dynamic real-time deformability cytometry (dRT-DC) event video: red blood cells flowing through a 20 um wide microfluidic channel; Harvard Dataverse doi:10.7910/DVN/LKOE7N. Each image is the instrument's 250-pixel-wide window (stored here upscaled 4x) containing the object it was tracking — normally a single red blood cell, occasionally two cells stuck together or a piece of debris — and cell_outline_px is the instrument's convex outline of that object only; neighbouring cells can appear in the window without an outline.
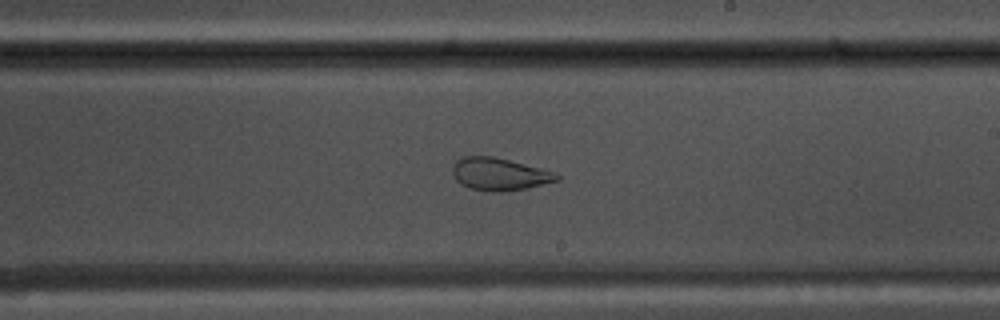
{"species": "common noctule bat (a hibernating species)", "species_latin": "Nyctalus noctula", "temperature_condition": "warm", "stored_images_in_passage": 55, "camera_frame_rate_fps": 3000, "um_per_image_px": 0.085, "animal": {"sex": "male", "body_mass_g": 17.5, "forearm_length_mm": 52.3}, "frame": {"image": 1, "passage_image": 32, "time_ms": 10.333, "image_size_px": [1000, 320], "cell_outline_px": [[564, 176], [560, 180], [528, 188], [500, 192], [488, 192], [472, 188], [460, 184], [456, 180], [452, 172], [452, 168], [456, 160], [464, 156], [492, 156], [556, 172]], "centroid_in_image_um": [42.48, 14.81], "position_along_channel_um": 246.5, "area_um2": 19.88}}
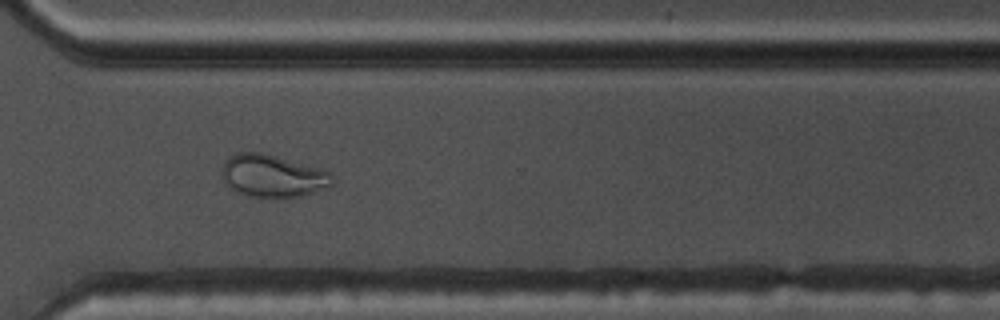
{"frame": {"image": 2, "passage_image": 40, "time_ms": 13.0, "image_size_px": [1000, 320], "cell_outline_px": [[332, 184], [328, 188], [300, 196], [248, 196], [236, 192], [224, 180], [220, 172], [224, 160], [228, 156], [240, 152], [260, 152], [320, 168], [328, 172], [332, 176]], "centroid_in_image_um": [23.14, 14.93], "position_along_channel_um": 347.5, "area_um2": 26.99}}